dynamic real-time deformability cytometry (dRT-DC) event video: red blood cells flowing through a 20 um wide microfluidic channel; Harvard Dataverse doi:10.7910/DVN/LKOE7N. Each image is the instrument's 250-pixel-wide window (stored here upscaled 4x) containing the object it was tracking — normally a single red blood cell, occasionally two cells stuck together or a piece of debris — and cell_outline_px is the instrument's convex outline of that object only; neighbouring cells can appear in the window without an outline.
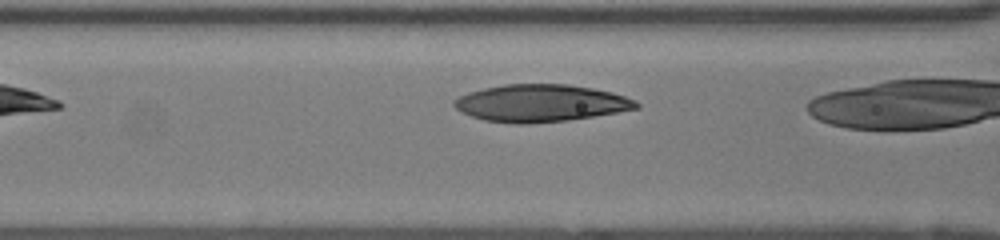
{"species": "human", "species_latin": "Homo sapiens", "temperature_condition": "room temperature", "stored_images_in_passage": 27, "camera_frame_rate_fps": 3000, "um_per_image_px": 0.085, "donor": {"sex": "female"}, "frame": {"image": 1, "passage_image": 7, "time_ms": 2.0, "image_size_px": [1000, 240], "cell_outline_px": [[640, 108], [568, 120], [524, 124], [516, 124], [484, 120], [460, 112], [452, 104], [452, 100], [468, 92], [484, 88], [504, 84], [568, 84], [592, 88], [612, 92], [636, 100], [640, 104]], "centroid_in_image_um": [45.93, 8.76], "position_along_channel_um": 120.7, "area_um2": 39.54}}
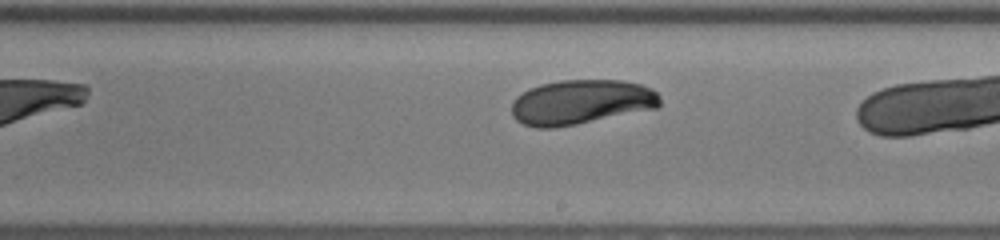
{"frame": {"image": 2, "passage_image": 16, "time_ms": 5.0, "image_size_px": [1000, 240], "cell_outline_px": [[660, 104], [656, 108], [576, 124], [552, 128], [536, 128], [524, 124], [516, 120], [512, 116], [512, 100], [516, 96], [528, 88], [540, 84], [560, 80], [620, 80], [640, 84], [652, 88], [660, 96]], "centroid_in_image_um": [49.36, 8.67], "position_along_channel_um": 239.6, "area_um2": 38.73}}
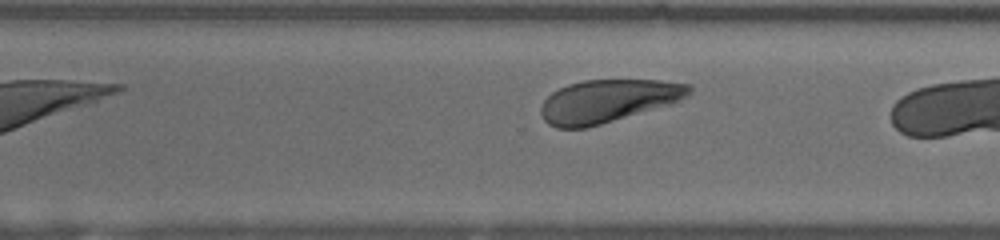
{"frame": {"image": 3, "passage_image": 22, "time_ms": 7.0, "image_size_px": [1000, 240], "cell_outline_px": [[692, 92], [688, 96], [672, 104], [588, 128], [556, 128], [548, 124], [544, 120], [540, 112], [540, 108], [544, 100], [552, 92], [568, 84], [584, 80], [660, 80], [692, 84]], "centroid_in_image_um": [51.69, 8.59], "position_along_channel_um": 318.9, "area_um2": 37.34}}